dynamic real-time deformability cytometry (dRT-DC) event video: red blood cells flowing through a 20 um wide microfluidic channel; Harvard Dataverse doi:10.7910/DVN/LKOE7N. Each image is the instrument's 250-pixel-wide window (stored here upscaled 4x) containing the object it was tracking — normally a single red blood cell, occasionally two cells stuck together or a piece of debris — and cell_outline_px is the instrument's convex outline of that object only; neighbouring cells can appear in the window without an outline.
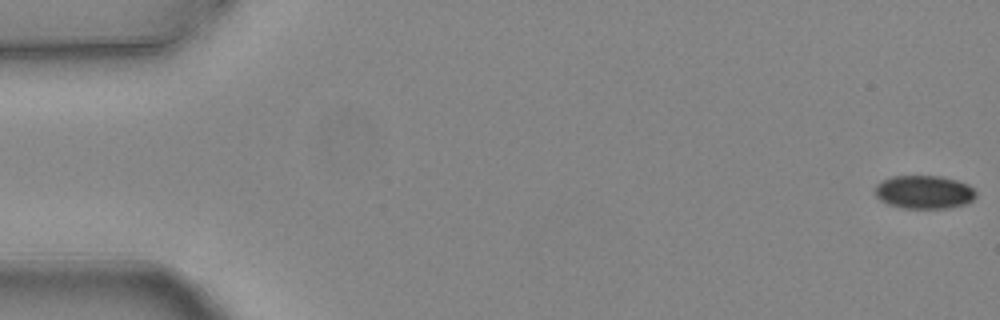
{"species": "common noctule bat (a hibernating species)", "species_latin": "Nyctalus noctula", "temperature_condition": "warm", "stored_images_in_passage": 5, "camera_frame_rate_fps": 3000, "um_per_image_px": 0.085, "animal": {"sex": "female", "body_mass_g": 24.6, "forearm_length_mm": 56.2}, "frame": {"image": 1, "passage_image": 1, "time_ms": 0.0, "image_size_px": [1000, 320], "cell_outline_px": [[976, 196], [972, 200], [964, 204], [948, 208], [900, 208], [888, 204], [880, 200], [876, 196], [876, 184], [880, 180], [892, 176], [940, 176], [956, 180], [968, 184], [976, 192]], "centroid_in_image_um": [78.52, 16.32], "position_along_channel_um": 6.5, "area_um2": 19.65}}